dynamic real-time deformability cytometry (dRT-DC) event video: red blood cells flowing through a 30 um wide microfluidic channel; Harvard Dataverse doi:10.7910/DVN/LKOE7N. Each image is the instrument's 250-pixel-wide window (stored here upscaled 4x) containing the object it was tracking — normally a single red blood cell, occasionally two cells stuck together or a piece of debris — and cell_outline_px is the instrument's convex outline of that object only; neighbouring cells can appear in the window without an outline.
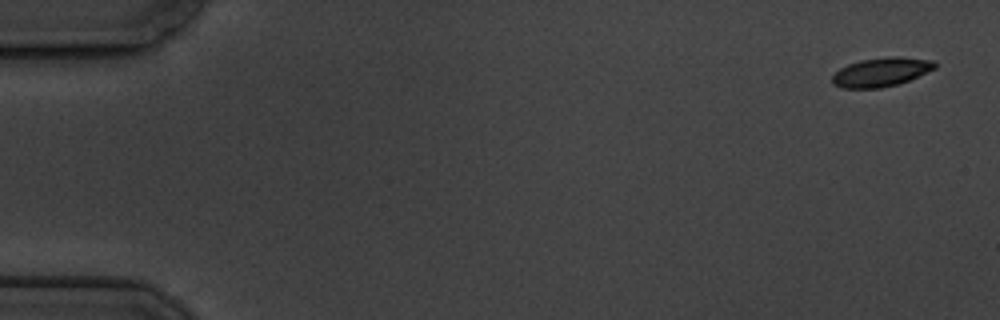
{"species": "common noctule bat (a hibernating species)", "species_latin": "Nyctalus noctula", "temperature_condition": "cold", "stored_images_in_passage": 7, "camera_frame_rate_fps": 3000, "um_per_image_px": 0.085, "animal": {"sex": "male", "body_mass_g": 19.5, "forearm_length_mm": 54.6}, "frame": {"image": 1, "passage_image": 1, "time_ms": 0.0, "image_size_px": [1000, 320], "cell_outline_px": [[936, 68], [900, 84], [880, 88], [840, 88], [832, 84], [832, 76], [840, 68], [848, 64], [860, 60], [892, 56], [900, 56], [936, 60]], "centroid_in_image_um": [74.92, 6.12], "position_along_channel_um": 10.1, "area_um2": 17.51}}
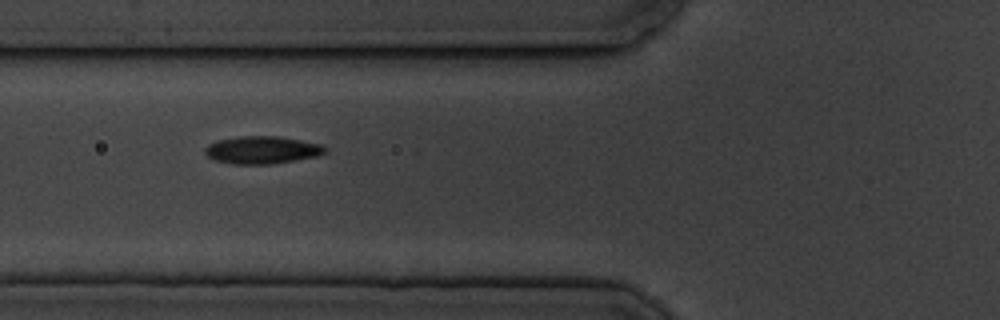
{"frame": {"image": 2, "passage_image": 6, "time_ms": 6.667, "image_size_px": [1000, 320], "cell_outline_px": [[328, 152], [316, 156], [272, 164], [232, 164], [212, 160], [204, 152], [204, 148], [208, 144], [216, 140], [240, 136], [276, 136], [300, 140], [320, 144], [328, 148]], "centroid_in_image_um": [22.24, 12.75], "position_along_channel_um": 103.6, "area_um2": 19.42}}
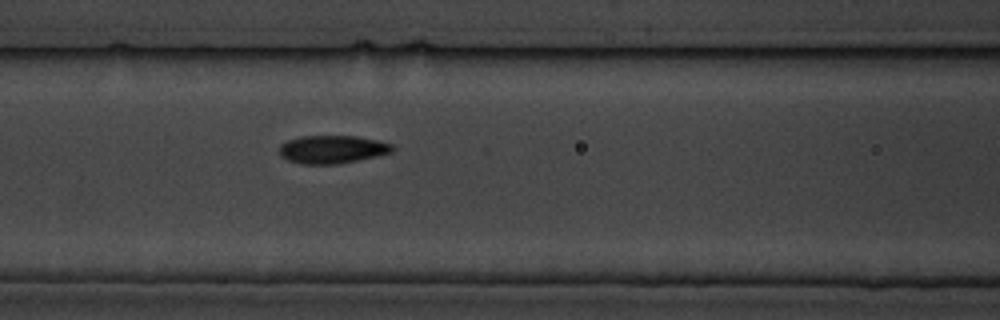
{"frame": {"image": 3, "passage_image": 7, "time_ms": 7.667, "image_size_px": [1000, 320], "cell_outline_px": [[396, 148], [392, 152], [376, 156], [340, 164], [300, 164], [288, 160], [280, 156], [280, 144], [288, 140], [300, 136], [356, 136], [376, 140], [392, 144]], "centroid_in_image_um": [28.24, 12.7], "position_along_channel_um": 138.4, "area_um2": 18.55}}